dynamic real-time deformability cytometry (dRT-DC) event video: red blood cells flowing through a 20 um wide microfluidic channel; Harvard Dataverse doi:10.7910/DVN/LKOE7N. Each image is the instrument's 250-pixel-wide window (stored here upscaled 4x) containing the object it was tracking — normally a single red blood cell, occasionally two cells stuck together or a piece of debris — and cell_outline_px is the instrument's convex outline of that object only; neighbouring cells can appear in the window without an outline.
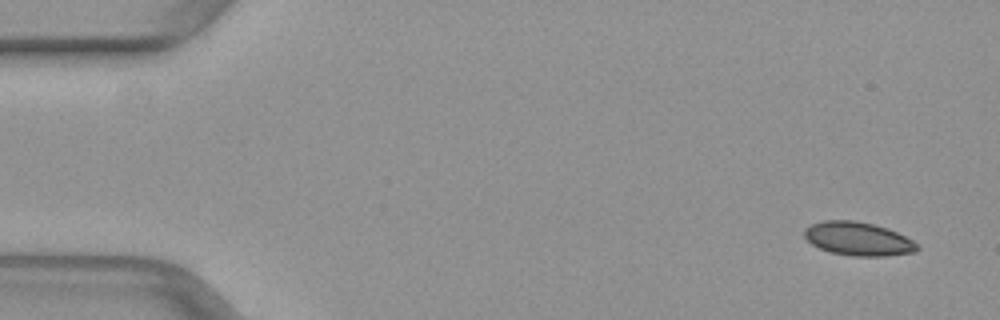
{"species": "common noctule bat (a hibernating species)", "species_latin": "Nyctalus noctula", "temperature_condition": "warm", "stored_images_in_passage": 49, "segment_of_instrument_passage": [1, 2], "camera_frame_rate_fps": 3000, "um_per_image_px": 0.085, "animal": {"sex": "female", "body_mass_g": 29.2, "forearm_length_mm": 56.3}, "frame": {"image": 1, "passage_image": 1, "time_ms": 0.0, "image_size_px": [1000, 320], "cell_outline_px": [[920, 248], [916, 252], [884, 256], [852, 256], [828, 252], [812, 244], [804, 236], [804, 228], [812, 224], [824, 220], [856, 220], [888, 228], [912, 240]], "centroid_in_image_um": [72.93, 20.3], "position_along_channel_um": 12.1, "area_um2": 22.08}}
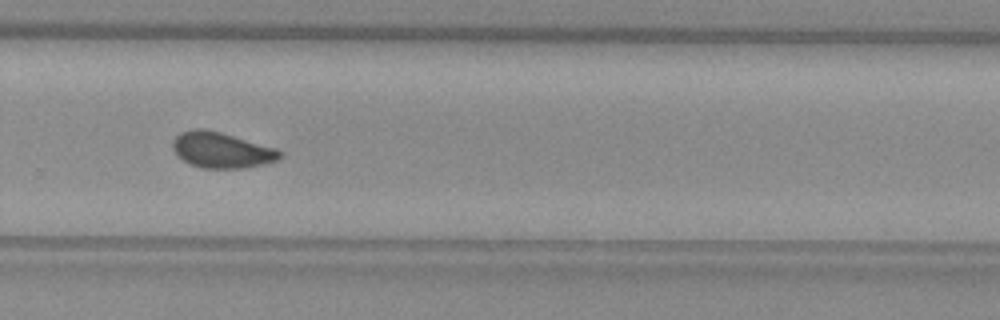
{"frame": {"image": 2, "passage_image": 32, "time_ms": 10.333, "image_size_px": [1000, 320], "cell_outline_px": [[284, 156], [280, 160], [264, 164], [244, 168], [204, 168], [188, 164], [176, 156], [172, 148], [172, 140], [180, 132], [192, 128], [204, 128], [220, 132], [276, 148], [284, 152]], "centroid_in_image_um": [18.83, 12.76], "position_along_channel_um": 311.0, "area_um2": 22.72}}
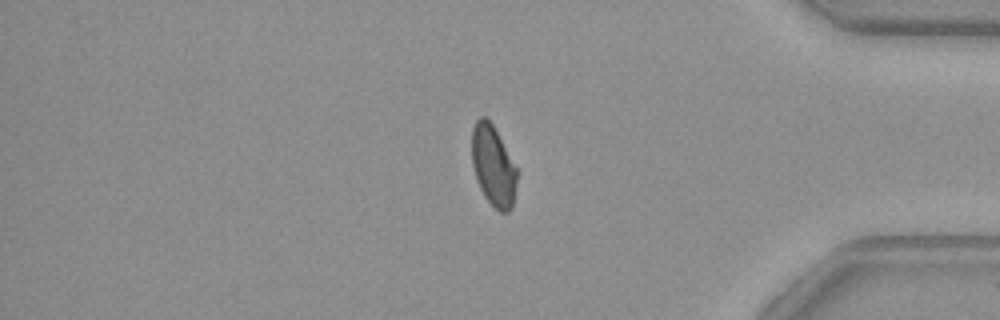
{"frame": {"image": 3, "passage_image": 40, "time_ms": 13.0, "image_size_px": [1000, 320], "cell_outline_px": [[516, 184], [512, 208], [508, 212], [500, 212], [484, 196], [480, 188], [472, 164], [472, 128], [476, 120], [480, 116], [484, 116], [492, 124], [516, 168]], "centroid_in_image_um": [41.9, 14.1], "position_along_channel_um": 393.3, "area_um2": 20.69}}